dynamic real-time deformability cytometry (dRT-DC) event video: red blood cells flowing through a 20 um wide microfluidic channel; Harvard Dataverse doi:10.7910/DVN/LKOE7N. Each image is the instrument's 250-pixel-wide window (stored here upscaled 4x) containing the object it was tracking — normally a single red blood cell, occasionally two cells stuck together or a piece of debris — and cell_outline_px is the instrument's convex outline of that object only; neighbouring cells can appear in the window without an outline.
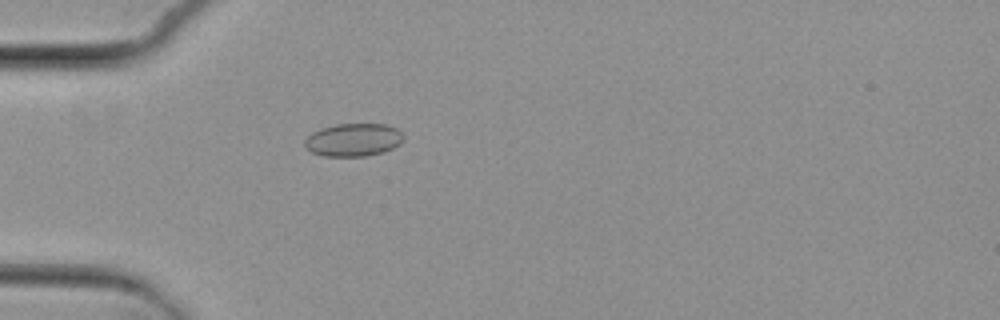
{"species": "common noctule bat (a hibernating species)", "species_latin": "Nyctalus noctula", "temperature_condition": "cold", "stored_images_in_passage": 1, "camera_frame_rate_fps": 3000, "um_per_image_px": 0.085, "animal": {"sex": "female", "body_mass_g": 29.2, "forearm_length_mm": 56.3}, "frame": {"image": 1, "passage_image": 1, "time_ms": 0.0, "image_size_px": [1000, 320], "cell_outline_px": [[404, 140], [400, 144], [384, 152], [364, 156], [324, 156], [312, 152], [304, 148], [304, 140], [312, 132], [320, 128], [336, 124], [388, 124], [396, 128], [404, 136]], "centroid_in_image_um": [30.03, 11.88], "position_along_channel_um": 55.0, "area_um2": 19.13}}